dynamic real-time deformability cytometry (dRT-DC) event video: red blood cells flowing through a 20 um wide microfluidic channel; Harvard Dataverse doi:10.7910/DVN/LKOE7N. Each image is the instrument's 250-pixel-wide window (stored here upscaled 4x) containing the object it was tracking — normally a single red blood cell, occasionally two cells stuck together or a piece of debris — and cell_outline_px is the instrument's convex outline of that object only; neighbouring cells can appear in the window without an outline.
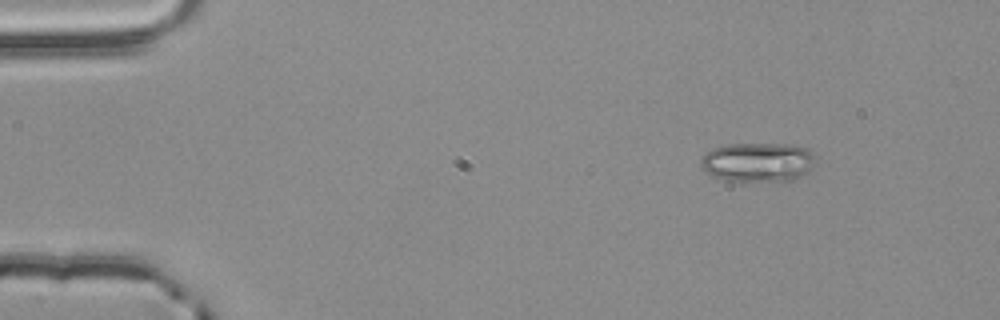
{"species": "common noctule bat (a hibernating species)", "species_latin": "Nyctalus noctula", "temperature_condition": "room temperature", "stored_images_in_passage": 3, "camera_frame_rate_fps": 3000, "um_per_image_px": 0.085, "animal": {"sex": "male", "body_mass_g": 20.4}, "frame": {"image": 1, "passage_image": 1, "time_ms": 0.0, "image_size_px": [1000, 320], "cell_outline_px": [[816, 156], [812, 168], [804, 176], [796, 180], [728, 180], [712, 176], [704, 172], [700, 164], [700, 160], [704, 152], [712, 148], [728, 144], [788, 144], [808, 148]], "centroid_in_image_um": [64.42, 13.76], "position_along_channel_um": 20.6, "area_um2": 26.47}}